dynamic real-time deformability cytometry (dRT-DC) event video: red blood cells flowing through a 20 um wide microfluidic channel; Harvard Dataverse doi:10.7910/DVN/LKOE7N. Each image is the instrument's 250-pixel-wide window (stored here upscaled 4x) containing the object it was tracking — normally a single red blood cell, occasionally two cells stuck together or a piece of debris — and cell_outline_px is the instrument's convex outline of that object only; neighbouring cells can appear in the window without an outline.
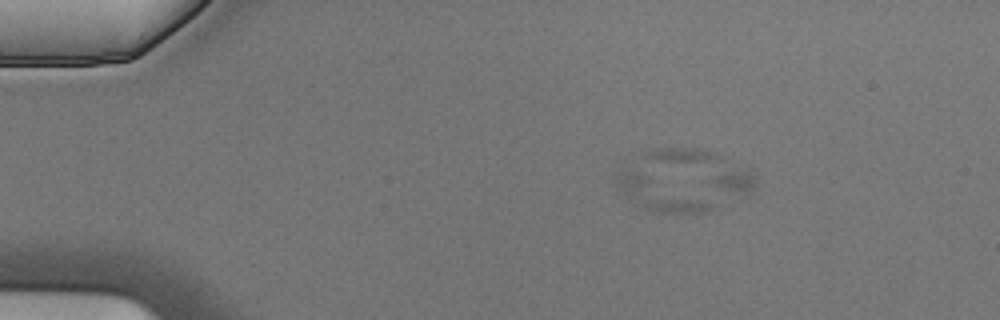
{"species": "Egyptian fruit bat (a non-hibernating species)", "species_latin": "Rousettus aegyptiacus", "temperature_condition": "cold", "stored_images_in_passage": 5, "segment_of_instrument_passage": [2, 2], "camera_frame_rate_fps": 3000, "um_per_image_px": 0.085, "animal": {"sex": "male"}, "frame": {"image": 1, "passage_image": 3, "time_ms": 0.667, "image_size_px": [1000, 320], "cell_outline_px": [[716, 204], [708, 212], [652, 212], [628, 200], [616, 192], [612, 184], [612, 180], [616, 172], [628, 168], [708, 200]], "centroid_in_image_um": [55.86, 16.49], "position_along_channel_um": 29.1, "area_um2": 18.09}}